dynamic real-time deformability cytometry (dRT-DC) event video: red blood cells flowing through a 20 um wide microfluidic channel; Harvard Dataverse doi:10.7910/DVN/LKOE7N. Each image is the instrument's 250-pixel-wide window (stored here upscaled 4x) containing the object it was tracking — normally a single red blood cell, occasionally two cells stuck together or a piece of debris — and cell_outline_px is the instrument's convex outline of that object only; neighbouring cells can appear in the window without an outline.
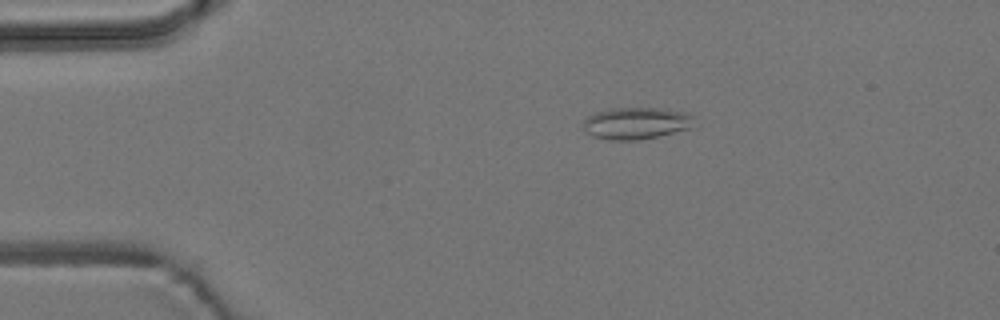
{"species": "common noctule bat (a hibernating species)", "species_latin": "Nyctalus noctula", "temperature_condition": "room temperature", "stored_images_in_passage": 6, "camera_frame_rate_fps": 3000, "um_per_image_px": 0.085, "animal": {"sex": "male", "body_mass_g": 19.2, "forearm_length_mm": 51.8}, "frame": {"image": 1, "passage_image": 3, "time_ms": 2.333, "image_size_px": [1000, 320], "cell_outline_px": [[696, 128], [660, 136], [640, 140], [612, 140], [592, 136], [584, 128], [584, 120], [588, 116], [596, 112], [608, 108], [664, 108], [680, 112], [692, 116]], "centroid_in_image_um": [54.12, 10.48], "position_along_channel_um": 30.9, "area_um2": 20.81}}
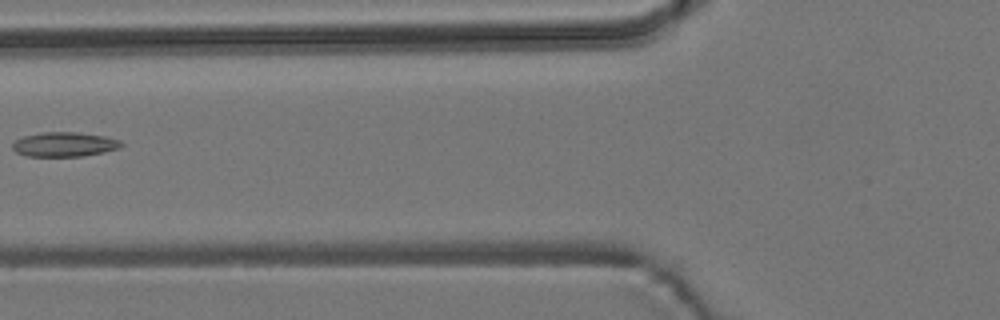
{"frame": {"image": 2, "passage_image": 6, "time_ms": 6.0, "image_size_px": [1000, 320], "cell_outline_px": [[124, 144], [120, 148], [104, 152], [84, 156], [24, 156], [16, 152], [12, 148], [12, 144], [16, 140], [24, 136], [44, 132], [76, 132], [104, 136], [120, 140]], "centroid_in_image_um": [5.48, 12.28], "position_along_channel_um": 120.3, "area_um2": 15.55}}